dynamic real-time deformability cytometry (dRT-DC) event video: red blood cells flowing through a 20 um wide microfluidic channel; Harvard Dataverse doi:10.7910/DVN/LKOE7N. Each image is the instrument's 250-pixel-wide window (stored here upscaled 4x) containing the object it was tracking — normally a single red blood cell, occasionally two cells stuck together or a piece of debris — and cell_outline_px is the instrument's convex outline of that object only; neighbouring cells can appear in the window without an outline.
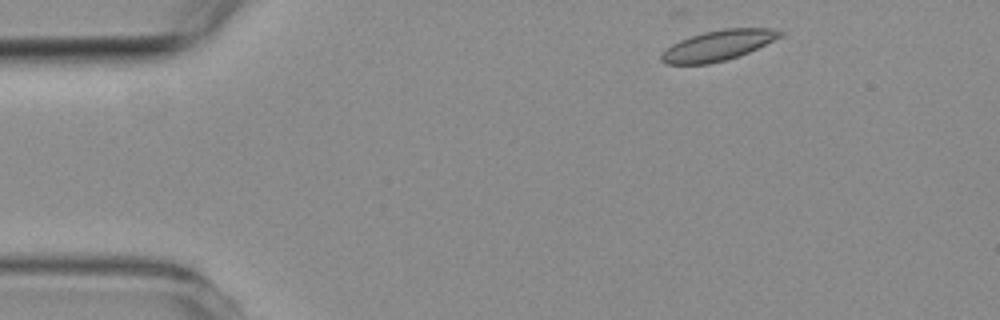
{"species": "common noctule bat (a hibernating species)", "species_latin": "Nyctalus noctula", "temperature_condition": "room temperature", "stored_images_in_passage": 2, "segment_of_instrument_passage": [2, 2], "camera_frame_rate_fps": 3000, "um_per_image_px": 0.085, "animal": {"sex": "female", "body_mass_g": 19.3, "forearm_length_mm": 54.1}, "frame": {"image": 1, "passage_image": 2, "time_ms": 2.0, "image_size_px": [1000, 320], "cell_outline_px": [[784, 36], [748, 52], [724, 60], [708, 64], [664, 64], [660, 60], [660, 56], [672, 44], [680, 40], [704, 32], [724, 28], [768, 28], [784, 32]], "centroid_in_image_um": [61.04, 3.86], "position_along_channel_um": 24.0, "area_um2": 20.75}}